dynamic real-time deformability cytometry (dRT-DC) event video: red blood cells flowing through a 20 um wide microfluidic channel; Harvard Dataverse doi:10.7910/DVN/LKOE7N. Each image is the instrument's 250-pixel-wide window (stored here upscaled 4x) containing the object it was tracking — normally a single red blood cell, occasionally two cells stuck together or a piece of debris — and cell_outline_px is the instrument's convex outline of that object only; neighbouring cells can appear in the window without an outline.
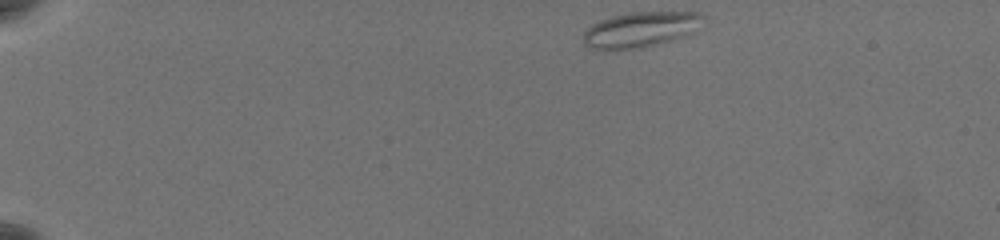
{"species": "common noctule bat (a hibernating species)", "species_latin": "Nyctalus noctula", "temperature_condition": "warm", "stored_images_in_passage": 49, "camera_frame_rate_fps": 3000, "um_per_image_px": 0.085, "animal": {"sex": "female", "body_mass_g": 19.5, "forearm_length_mm": 54.1}, "frame": {"image": 1, "passage_image": 1, "time_ms": 0.0, "image_size_px": [1000, 240], "cell_outline_px": [[704, 16], [696, 32], [688, 36], [672, 40], [632, 48], [588, 48], [584, 44], [584, 32], [592, 24], [600, 20], [612, 16], [632, 12], [696, 12]], "centroid_in_image_um": [54.49, 2.48], "position_along_channel_um": 30.5, "area_um2": 24.22}}
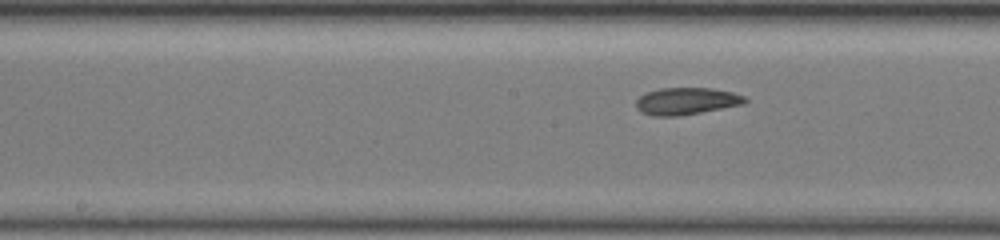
{"frame": {"image": 2, "passage_image": 23, "time_ms": 7.333, "image_size_px": [1000, 240], "cell_outline_px": [[748, 100], [744, 104], [680, 116], [652, 116], [640, 112], [636, 108], [636, 100], [640, 96], [648, 92], [660, 88], [712, 88], [732, 92], [744, 96]], "centroid_in_image_um": [58.33, 8.6], "position_along_channel_um": 189.9, "area_um2": 17.22}}
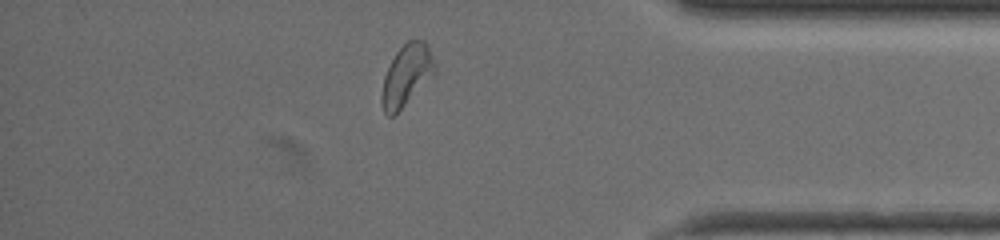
{"frame": {"image": 3, "passage_image": 42, "time_ms": 13.667, "image_size_px": [1000, 240], "cell_outline_px": [[436, 68], [404, 104], [392, 116], [388, 116], [384, 112], [380, 100], [380, 96], [384, 76], [396, 52], [408, 40], [424, 40], [436, 64]], "centroid_in_image_um": [34.5, 6.37], "position_along_channel_um": 400.7, "area_um2": 17.98}, "authors_computed_cell_mechanics": {"area_um2": 18.2648, "velocity_mm_per_s": 3.623, "shape_relaxation_time_tau1_ms": null, "shape_relaxation_time_tau2_ms": 1.8234, "deformation_change_tau1": null, "deformation_change_tau2": 0.0849}}